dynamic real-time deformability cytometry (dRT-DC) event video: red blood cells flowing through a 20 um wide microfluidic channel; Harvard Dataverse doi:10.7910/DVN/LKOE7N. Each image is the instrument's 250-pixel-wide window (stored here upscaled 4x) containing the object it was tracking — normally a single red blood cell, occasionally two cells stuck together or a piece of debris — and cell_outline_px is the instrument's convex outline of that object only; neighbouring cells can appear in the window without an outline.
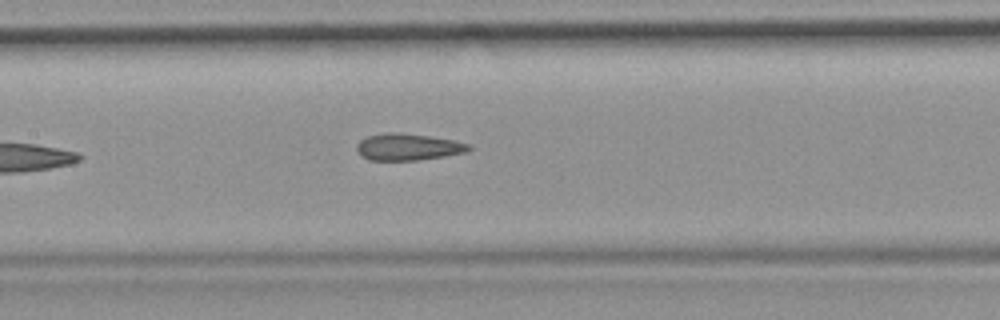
{"species": "common noctule bat (a hibernating species)", "species_latin": "Nyctalus noctula", "temperature_condition": "room temperature", "stored_images_in_passage": 6, "camera_frame_rate_fps": 3000, "um_per_image_px": 0.085, "animal": {"sex": "female", "body_mass_g": 19.9}, "frame": {"image": 1, "passage_image": 6, "time_ms": 6.667, "image_size_px": [1000, 320], "cell_outline_px": [[472, 148], [468, 152], [444, 156], [416, 160], [368, 160], [360, 156], [356, 148], [356, 144], [360, 140], [368, 136], [384, 132], [396, 132], [428, 136], [452, 140], [472, 144]], "centroid_in_image_um": [34.67, 12.49], "position_along_channel_um": 172.7, "area_um2": 17.57}}